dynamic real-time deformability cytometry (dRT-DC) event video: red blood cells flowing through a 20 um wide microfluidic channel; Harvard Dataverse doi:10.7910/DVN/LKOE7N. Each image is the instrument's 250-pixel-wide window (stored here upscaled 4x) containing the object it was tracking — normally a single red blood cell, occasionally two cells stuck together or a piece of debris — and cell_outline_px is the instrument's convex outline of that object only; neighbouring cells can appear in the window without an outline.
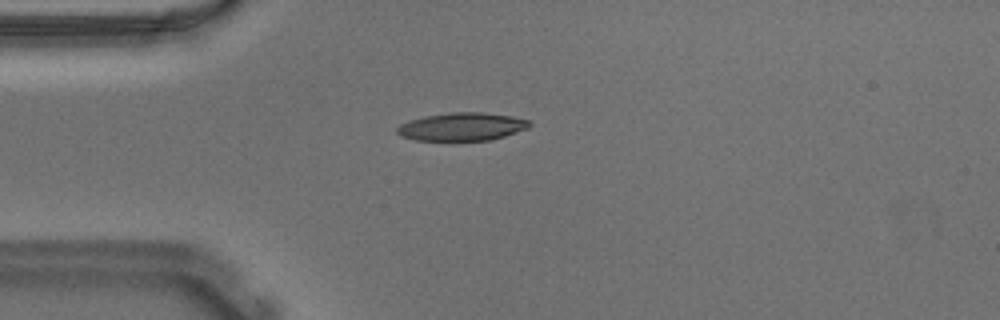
{"species": "Egyptian fruit bat (a non-hibernating species)", "species_latin": "Rousettus aegyptiacus", "temperature_condition": "warm", "stored_images_in_passage": 49, "camera_frame_rate_fps": 3000, "um_per_image_px": 0.085, "animal": {"sex": "male"}, "frame": {"image": 1, "passage_image": 9, "time_ms": 2.667, "image_size_px": [1000, 320], "cell_outline_px": [[532, 124], [528, 128], [492, 140], [416, 140], [400, 136], [396, 132], [396, 128], [400, 124], [408, 120], [424, 116], [452, 112], [484, 112], [512, 116], [528, 120]], "centroid_in_image_um": [39.25, 10.76], "position_along_channel_um": 45.8, "area_um2": 21.68}}
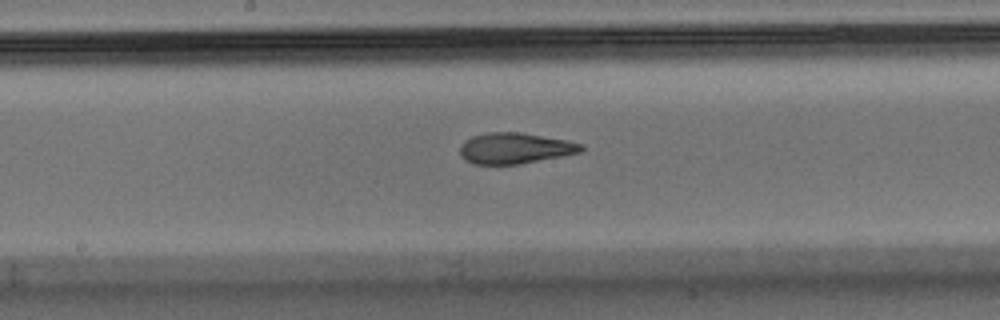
{"frame": {"image": 2, "passage_image": 23, "time_ms": 7.333, "image_size_px": [1000, 320], "cell_outline_px": [[584, 148], [580, 152], [520, 164], [472, 164], [464, 160], [460, 156], [460, 144], [464, 140], [472, 136], [488, 132], [520, 132], [568, 140], [584, 144]], "centroid_in_image_um": [43.73, 12.59], "position_along_channel_um": 204.5, "area_um2": 21.96}}
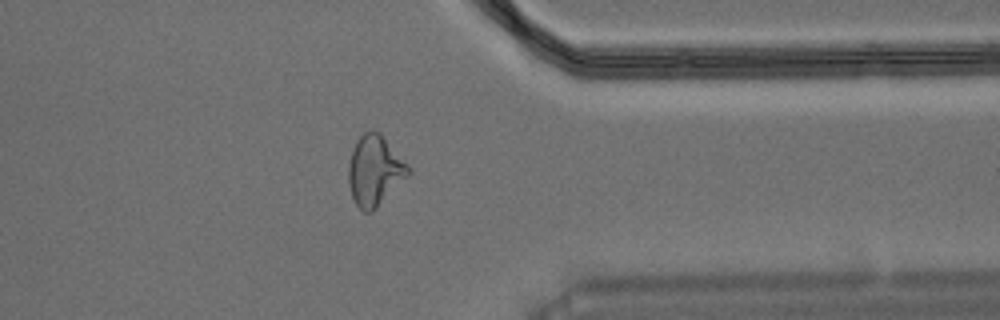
{"frame": {"image": 3, "passage_image": 38, "time_ms": 12.333, "image_size_px": [1000, 320], "cell_outline_px": [[412, 172], [372, 212], [364, 212], [356, 204], [352, 196], [348, 180], [348, 164], [352, 148], [356, 140], [364, 132], [380, 132], [412, 168]], "centroid_in_image_um": [31.86, 14.49], "position_along_channel_um": 379.5, "area_um2": 24.51}, "authors_computed_cell_mechanics": {"area_um2": 22.0796, "velocity_mm_per_s": 3.6747, "shape_relaxation_time_tau1_ms": null, "shape_relaxation_time_tau2_ms": 2.1317, "deformation_change_tau1": null, "deformation_change_tau2": 0.1043}}